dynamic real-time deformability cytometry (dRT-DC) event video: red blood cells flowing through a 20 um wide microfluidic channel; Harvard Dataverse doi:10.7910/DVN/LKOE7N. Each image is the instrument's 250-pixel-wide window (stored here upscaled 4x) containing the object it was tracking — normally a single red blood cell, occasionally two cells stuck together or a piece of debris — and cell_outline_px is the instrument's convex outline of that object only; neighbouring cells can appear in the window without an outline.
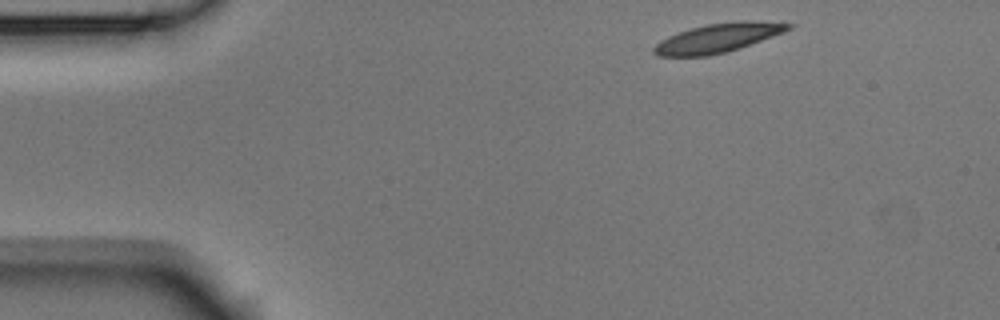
{"species": "Egyptian fruit bat (a non-hibernating species)", "species_latin": "Rousettus aegyptiacus", "temperature_condition": "room temperature", "stored_images_in_passage": 3, "camera_frame_rate_fps": 3000, "um_per_image_px": 0.085, "animal": {"sex": "male"}, "frame": {"image": 1, "passage_image": 1, "time_ms": 0.0, "image_size_px": [1000, 320], "cell_outline_px": [[796, 24], [792, 28], [784, 32], [724, 52], [708, 56], [656, 56], [652, 52], [652, 48], [660, 40], [668, 36], [692, 28], [708, 24], [740, 20], [748, 20]], "centroid_in_image_um": [60.99, 3.22], "position_along_channel_um": 24.0, "area_um2": 22.37}}